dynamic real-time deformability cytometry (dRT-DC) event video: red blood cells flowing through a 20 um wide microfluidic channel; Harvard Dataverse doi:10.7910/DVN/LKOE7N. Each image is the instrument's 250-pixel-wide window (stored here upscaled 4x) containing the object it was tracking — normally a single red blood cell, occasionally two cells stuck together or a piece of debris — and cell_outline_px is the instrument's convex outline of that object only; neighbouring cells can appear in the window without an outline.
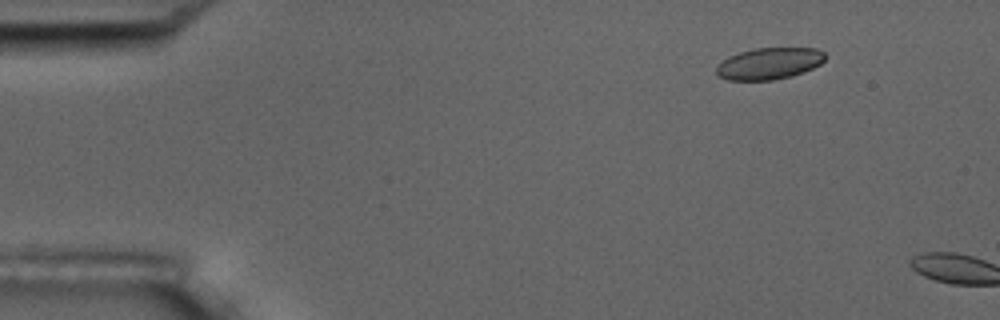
{"species": "common noctule bat (a hibernating species)", "species_latin": "Nyctalus noctula", "temperature_condition": "room temperature", "stored_images_in_passage": 3, "camera_frame_rate_fps": 3000, "um_per_image_px": 0.085, "animal": {"sex": "male", "body_mass_g": 17.5, "forearm_length_mm": 52.3}, "frame": {"image": 1, "passage_image": 2, "time_ms": 1.333, "image_size_px": [1000, 320], "cell_outline_px": [[824, 60], [820, 64], [804, 72], [792, 76], [772, 80], [728, 80], [716, 76], [716, 68], [728, 56], [740, 52], [756, 48], [816, 48], [824, 52]], "centroid_in_image_um": [65.37, 5.4], "position_along_channel_um": 19.6, "area_um2": 20.0}}